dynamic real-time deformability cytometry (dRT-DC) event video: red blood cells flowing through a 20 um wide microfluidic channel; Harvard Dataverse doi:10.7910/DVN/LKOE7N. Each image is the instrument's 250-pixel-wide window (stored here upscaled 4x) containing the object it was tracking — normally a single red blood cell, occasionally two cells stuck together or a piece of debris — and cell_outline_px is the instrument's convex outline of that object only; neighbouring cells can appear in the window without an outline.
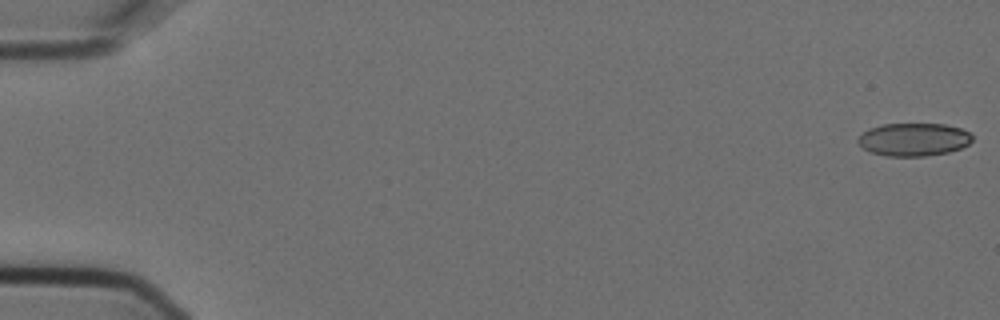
{"species": "Egyptian fruit bat (a non-hibernating species)", "species_latin": "Rousettus aegyptiacus", "temperature_condition": "cold", "stored_images_in_passage": 8, "camera_frame_rate_fps": 3000, "um_per_image_px": 0.085, "animal": {"sex": "female"}, "frame": {"image": 1, "passage_image": 1, "time_ms": 0.0, "image_size_px": [1000, 320], "cell_outline_px": [[972, 140], [968, 144], [960, 148], [948, 152], [924, 156], [888, 156], [872, 152], [864, 148], [856, 140], [868, 128], [884, 124], [944, 124], [960, 128], [972, 132]], "centroid_in_image_um": [77.69, 11.85], "position_along_channel_um": 7.3, "area_um2": 21.85}}
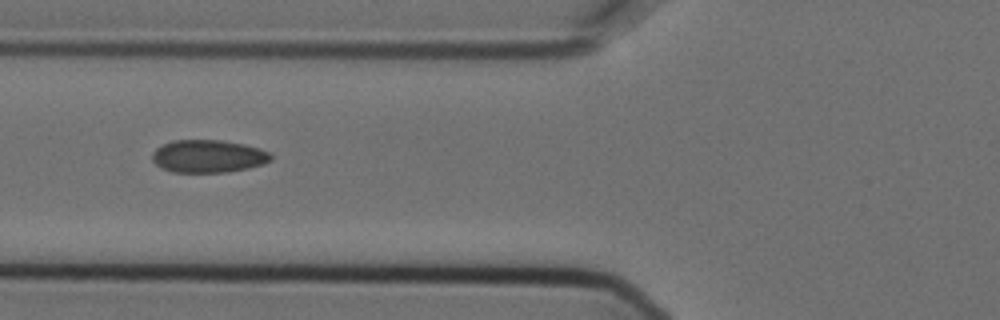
{"frame": {"image": 2, "passage_image": 7, "time_ms": 2.0, "image_size_px": [1000, 320], "cell_outline_px": [[272, 160], [264, 164], [248, 168], [228, 172], [172, 172], [160, 168], [152, 160], [152, 152], [156, 148], [172, 140], [220, 140], [244, 144], [260, 148], [272, 152]], "centroid_in_image_um": [17.72, 13.28], "position_along_channel_um": 108.1, "area_um2": 22.89}}
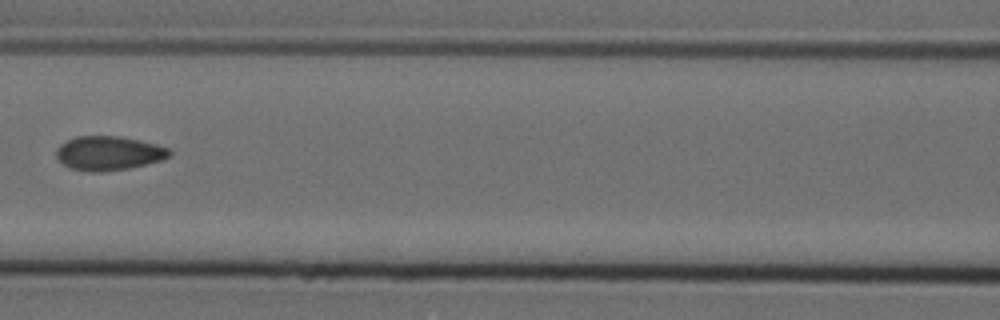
{"frame": {"image": 3, "passage_image": 8, "time_ms": 2.333, "image_size_px": [1000, 320], "cell_outline_px": [[172, 152], [168, 156], [160, 160], [128, 168], [104, 172], [88, 172], [68, 168], [56, 160], [56, 148], [60, 144], [76, 136], [120, 136], [140, 140], [156, 144], [168, 148]], "centroid_in_image_um": [9.17, 13.03], "position_along_channel_um": 157.4, "area_um2": 22.66}}